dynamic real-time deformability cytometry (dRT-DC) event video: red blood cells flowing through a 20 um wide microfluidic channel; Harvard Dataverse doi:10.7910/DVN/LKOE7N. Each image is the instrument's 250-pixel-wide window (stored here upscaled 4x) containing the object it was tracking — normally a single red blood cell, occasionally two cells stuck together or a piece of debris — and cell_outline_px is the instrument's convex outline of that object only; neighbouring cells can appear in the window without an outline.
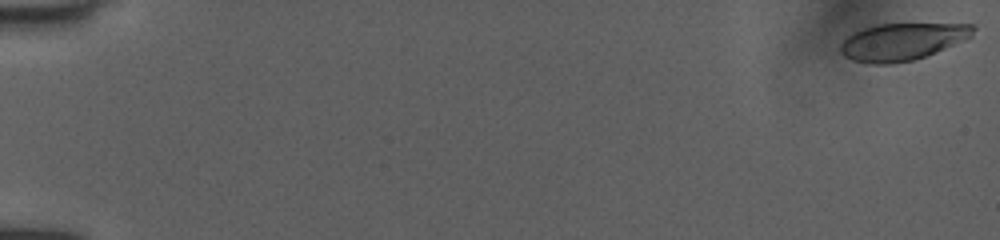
{"species": "human", "species_latin": "Homo sapiens", "temperature_condition": "room temperature", "stored_images_in_passage": 53, "camera_frame_rate_fps": 3000, "um_per_image_px": 0.085, "donor": {"sex": "female"}, "frame": {"image": 1, "passage_image": 1, "time_ms": 0.0, "image_size_px": [1000, 240], "cell_outline_px": [[976, 28], [972, 36], [924, 56], [912, 60], [888, 64], [872, 64], [852, 60], [844, 56], [840, 52], [840, 44], [852, 32], [876, 24], [972, 24]], "centroid_in_image_um": [76.63, 3.53], "position_along_channel_um": 8.4, "area_um2": 28.38}}
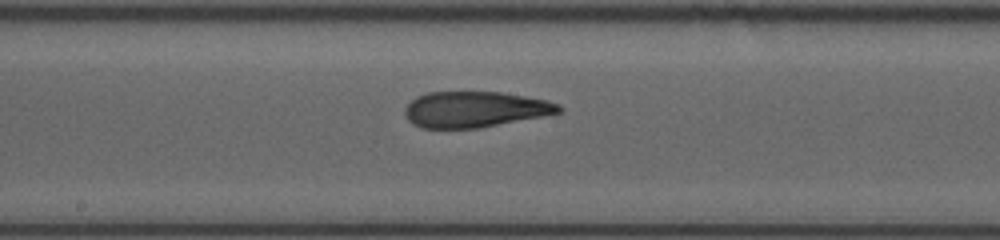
{"frame": {"image": 2, "passage_image": 30, "time_ms": 9.667, "image_size_px": [1000, 240], "cell_outline_px": [[564, 108], [560, 112], [544, 116], [480, 128], [420, 128], [412, 124], [408, 120], [404, 112], [404, 108], [416, 96], [428, 92], [500, 92], [548, 100], [560, 104]], "centroid_in_image_um": [40.37, 9.3], "position_along_channel_um": 207.8, "area_um2": 32.37}}
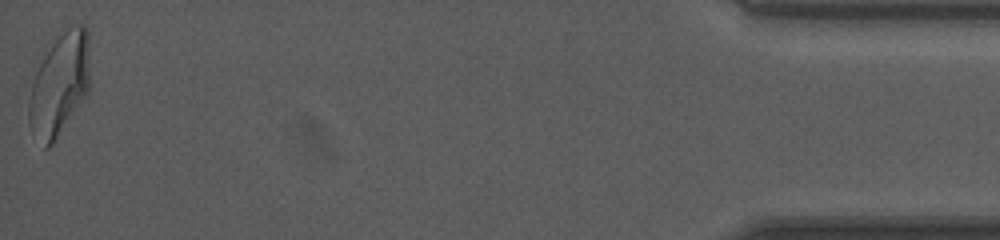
{"frame": {"image": 3, "passage_image": 53, "time_ms": 17.333, "image_size_px": [1000, 240], "cell_outline_px": [[88, 92], [56, 140], [48, 148], [44, 148], [28, 124], [28, 100], [32, 68], [44, 44], [60, 28], [72, 24], [84, 24], [88, 28]], "centroid_in_image_um": [4.97, 7.01], "position_along_channel_um": 430.2, "area_um2": 38.61}, "authors_computed_cell_mechanics": {"area_um2": 32.8304, "velocity_mm_per_s": 4.0074, "shape_relaxation_time_tau1_ms": 8.4388, "shape_relaxation_time_tau2_ms": 1.7464, "deformation_change_tau1": 0.2633, "deformation_change_tau2": 0.1028}}